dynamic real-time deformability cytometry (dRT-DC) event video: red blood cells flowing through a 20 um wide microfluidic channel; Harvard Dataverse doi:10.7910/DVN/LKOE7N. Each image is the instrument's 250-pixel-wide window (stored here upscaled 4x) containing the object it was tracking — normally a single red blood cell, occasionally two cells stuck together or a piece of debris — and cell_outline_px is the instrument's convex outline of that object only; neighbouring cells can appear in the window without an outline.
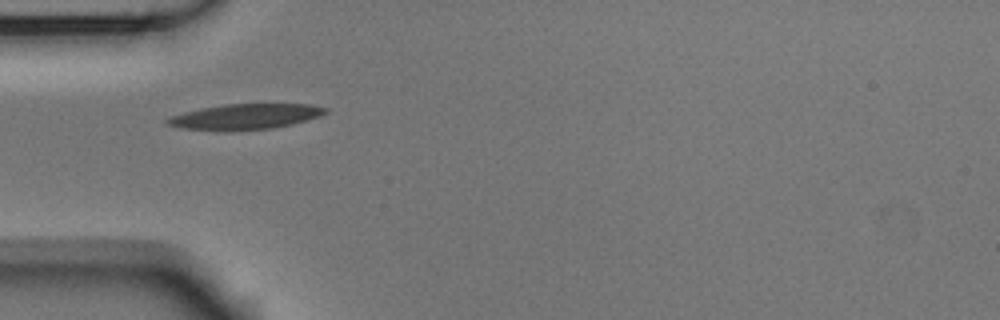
{"species": "Egyptian fruit bat (a non-hibernating species)", "species_latin": "Rousettus aegyptiacus", "temperature_condition": "room temperature", "stored_images_in_passage": 2, "camera_frame_rate_fps": 3000, "um_per_image_px": 0.085, "animal": {"sex": "male"}, "frame": {"image": 1, "passage_image": 1, "time_ms": 0.0, "image_size_px": [1000, 320], "cell_outline_px": [[328, 112], [320, 116], [308, 120], [292, 124], [272, 128], [232, 132], [220, 132], [184, 128], [164, 124], [164, 120], [172, 116], [184, 112], [200, 108], [224, 104], [308, 104], [328, 108]], "centroid_in_image_um": [20.82, 9.93], "position_along_channel_um": 64.2, "area_um2": 23.93}}
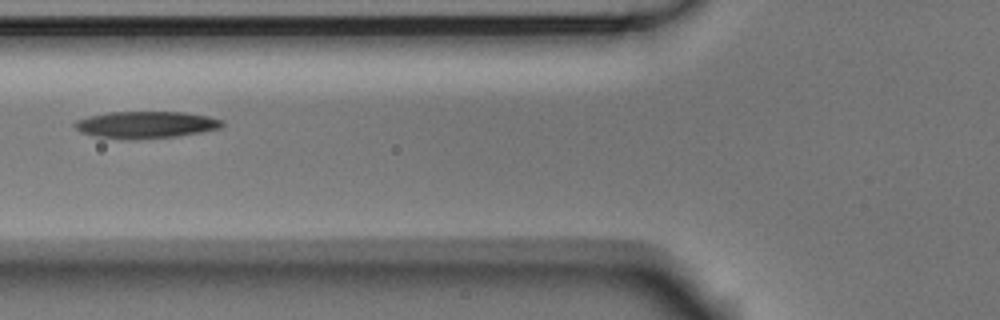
{"frame": {"image": 2, "passage_image": 2, "time_ms": 0.333, "image_size_px": [1000, 320], "cell_outline_px": [[224, 124], [220, 128], [200, 132], [176, 136], [96, 136], [80, 132], [72, 124], [76, 120], [88, 116], [108, 112], [184, 112], [208, 116], [224, 120]], "centroid_in_image_um": [12.43, 10.54], "position_along_channel_um": 113.4, "area_um2": 22.02}}